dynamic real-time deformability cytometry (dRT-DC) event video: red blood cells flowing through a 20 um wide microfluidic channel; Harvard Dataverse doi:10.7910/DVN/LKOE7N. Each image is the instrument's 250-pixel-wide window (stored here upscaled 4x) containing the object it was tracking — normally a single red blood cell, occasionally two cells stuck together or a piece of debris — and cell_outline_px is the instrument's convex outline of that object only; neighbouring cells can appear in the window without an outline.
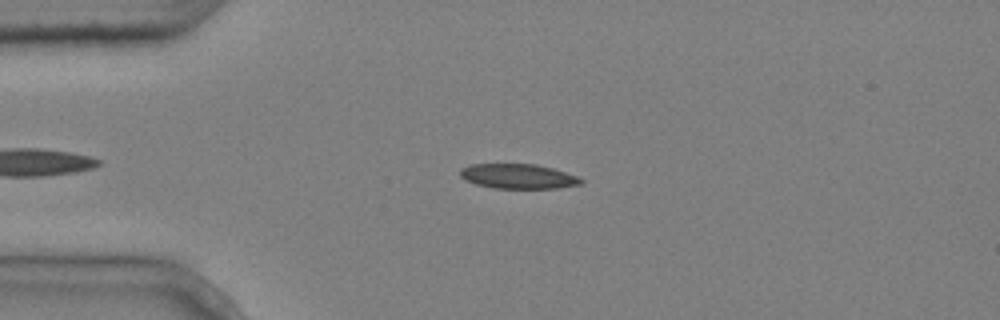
{"species": "common noctule bat (a hibernating species)", "species_latin": "Nyctalus noctula", "temperature_condition": "cold", "stored_images_in_passage": 7, "camera_frame_rate_fps": 3000, "um_per_image_px": 0.085, "animal": {"sex": "male", "body_mass_g": 20.4}, "frame": {"image": 1, "passage_image": 2, "time_ms": 0.333, "image_size_px": [1000, 320], "cell_outline_px": [[584, 184], [556, 188], [492, 188], [476, 184], [464, 180], [460, 176], [460, 168], [468, 164], [536, 164], [552, 168], [576, 176], [584, 180]], "centroid_in_image_um": [44.01, 14.98], "position_along_channel_um": 41.0, "area_um2": 17.51}}
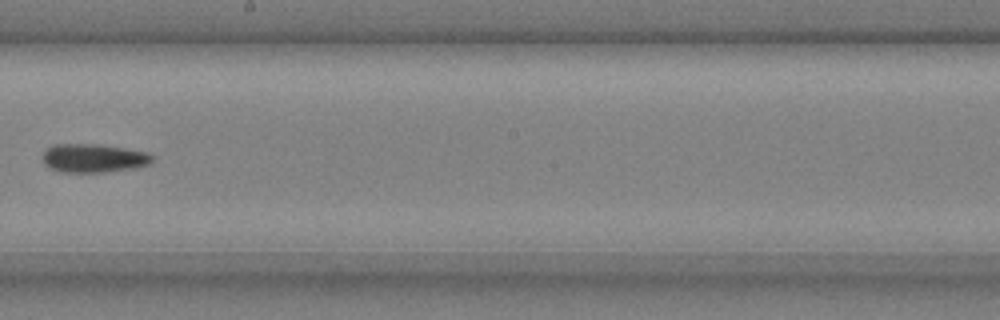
{"frame": {"image": 2, "passage_image": 7, "time_ms": 2.0, "image_size_px": [1000, 320], "cell_outline_px": [[156, 156], [152, 164], [136, 168], [104, 172], [60, 172], [44, 164], [44, 152], [52, 144], [100, 144], [148, 152]], "centroid_in_image_um": [8.04, 13.44], "position_along_channel_um": 240.2, "area_um2": 18.5}}